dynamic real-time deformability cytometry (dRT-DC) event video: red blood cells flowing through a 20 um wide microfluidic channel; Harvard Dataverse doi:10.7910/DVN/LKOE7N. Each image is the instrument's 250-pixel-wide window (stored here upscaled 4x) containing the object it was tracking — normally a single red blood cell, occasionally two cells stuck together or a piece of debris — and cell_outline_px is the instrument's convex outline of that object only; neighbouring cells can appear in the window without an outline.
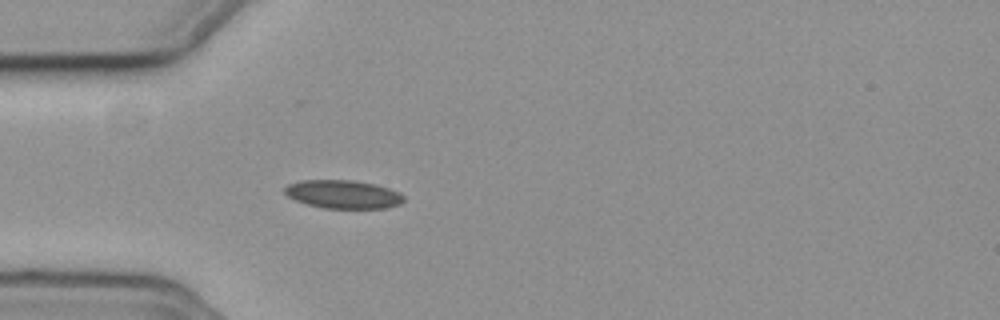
{"species": "common noctule bat (a hibernating species)", "species_latin": "Nyctalus noctula", "temperature_condition": "cold", "stored_images_in_passage": 10, "camera_frame_rate_fps": 3000, "um_per_image_px": 0.085, "animal": {"sex": "female", "body_mass_g": 19.3, "forearm_length_mm": 54.1}, "frame": {"image": 1, "passage_image": 1, "time_ms": 0.0, "image_size_px": [1000, 320], "cell_outline_px": [[404, 200], [400, 204], [384, 208], [324, 208], [308, 204], [296, 200], [288, 196], [284, 192], [284, 188], [288, 184], [300, 180], [352, 180], [376, 184], [400, 192], [404, 196]], "centroid_in_image_um": [29.17, 16.5], "position_along_channel_um": 55.8, "area_um2": 19.65}}